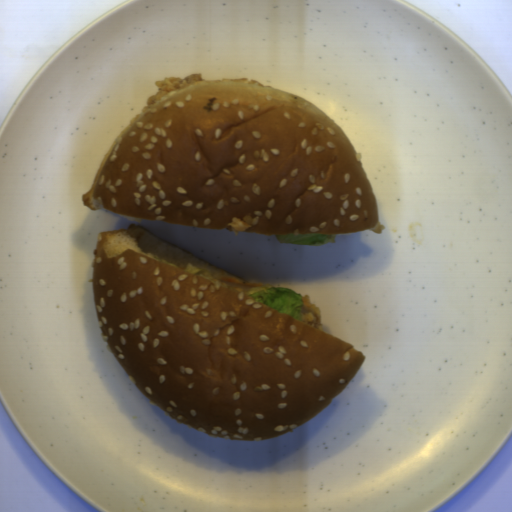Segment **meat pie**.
<instances>
[{
  "instance_id": "b5893723",
  "label": "meat pie",
  "mask_w": 512,
  "mask_h": 512,
  "mask_svg": "<svg viewBox=\"0 0 512 512\" xmlns=\"http://www.w3.org/2000/svg\"><path fill=\"white\" fill-rule=\"evenodd\" d=\"M207 82L203 79L201 73H195L182 79V77L167 76L163 80H156L154 83L158 87V91L155 95H151L146 102L140 114H136L132 119L129 120L130 125L137 122L142 118L157 102L167 97L173 91L188 87L190 85Z\"/></svg>"
},
{
  "instance_id": "c0bc52ac",
  "label": "meat pie",
  "mask_w": 512,
  "mask_h": 512,
  "mask_svg": "<svg viewBox=\"0 0 512 512\" xmlns=\"http://www.w3.org/2000/svg\"><path fill=\"white\" fill-rule=\"evenodd\" d=\"M301 299V321L318 330H322V318L320 308L317 307L316 304L310 303V297L308 294L305 295L304 297H301Z\"/></svg>"
},
{
  "instance_id": "742d133d",
  "label": "meat pie",
  "mask_w": 512,
  "mask_h": 512,
  "mask_svg": "<svg viewBox=\"0 0 512 512\" xmlns=\"http://www.w3.org/2000/svg\"><path fill=\"white\" fill-rule=\"evenodd\" d=\"M219 283L221 286L230 289L232 291L240 292V293H246L245 291H250L253 287H265L270 286L269 284L263 283V282H257V283H234L231 281H224L219 280ZM271 287V286H270Z\"/></svg>"
},
{
  "instance_id": "038a4eef",
  "label": "meat pie",
  "mask_w": 512,
  "mask_h": 512,
  "mask_svg": "<svg viewBox=\"0 0 512 512\" xmlns=\"http://www.w3.org/2000/svg\"><path fill=\"white\" fill-rule=\"evenodd\" d=\"M228 81H232V82H237V83H243V84H257L259 86H264V84L258 82L257 80H252L250 78H233L231 80H228Z\"/></svg>"
}]
</instances>
